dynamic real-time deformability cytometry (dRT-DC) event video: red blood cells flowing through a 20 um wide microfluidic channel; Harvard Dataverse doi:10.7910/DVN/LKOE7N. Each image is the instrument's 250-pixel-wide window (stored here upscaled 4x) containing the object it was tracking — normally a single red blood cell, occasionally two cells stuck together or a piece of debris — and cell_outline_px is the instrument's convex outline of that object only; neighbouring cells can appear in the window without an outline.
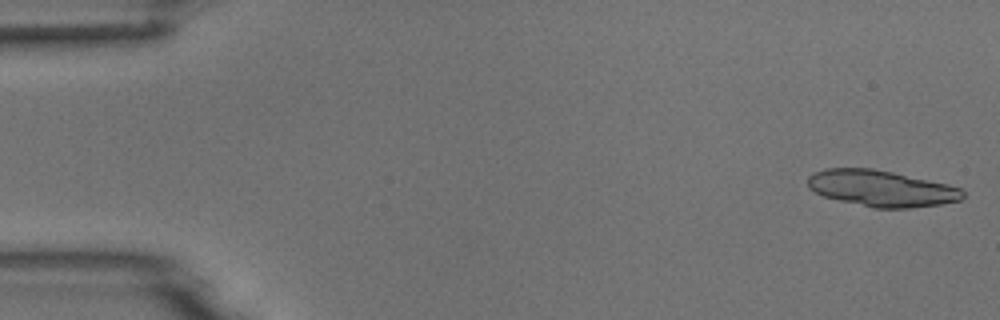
{"species": "common noctule bat (a hibernating species)", "species_latin": "Nyctalus noctula", "temperature_condition": "room temperature", "stored_images_in_passage": 4, "camera_frame_rate_fps": 3000, "um_per_image_px": 0.085, "animal": {"sex": "male", "body_mass_g": 18.8}, "frame": {"image": 1, "passage_image": 1, "time_ms": 0.0, "image_size_px": [1000, 320], "cell_outline_px": [[964, 196], [960, 200], [940, 204], [908, 208], [872, 208], [824, 196], [808, 188], [808, 176], [812, 172], [824, 168], [872, 168], [892, 172], [948, 184], [960, 188], [964, 192]], "centroid_in_image_um": [74.89, 16.01], "position_along_channel_um": 10.1, "area_um2": 32.66}}